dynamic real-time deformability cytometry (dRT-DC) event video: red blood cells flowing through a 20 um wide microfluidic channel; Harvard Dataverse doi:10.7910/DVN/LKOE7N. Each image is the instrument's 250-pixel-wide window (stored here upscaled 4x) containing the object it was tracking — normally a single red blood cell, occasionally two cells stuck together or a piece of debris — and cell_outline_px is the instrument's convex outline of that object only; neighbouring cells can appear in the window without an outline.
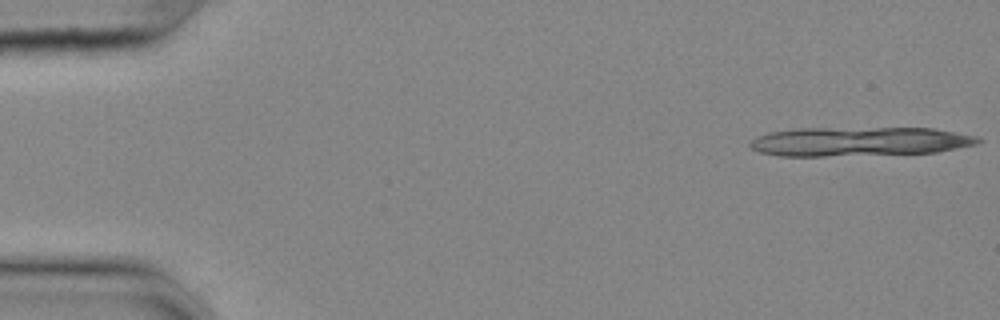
{"species": "common noctule bat (a hibernating species)", "species_latin": "Nyctalus noctula", "temperature_condition": "cold", "stored_images_in_passage": 12, "camera_frame_rate_fps": 3000, "um_per_image_px": 0.085, "animal": {"sex": "female", "body_mass_g": 25.1}, "frame": {"image": 1, "passage_image": 1, "time_ms": 0.0, "image_size_px": [1000, 320], "cell_outline_px": [[984, 140], [980, 144], [936, 152], [824, 156], [780, 156], [760, 152], [752, 148], [748, 144], [756, 136], [768, 132], [792, 128], [932, 128], [980, 136]], "centroid_in_image_um": [73.07, 12.02], "position_along_channel_um": 11.9, "area_um2": 39.02}}